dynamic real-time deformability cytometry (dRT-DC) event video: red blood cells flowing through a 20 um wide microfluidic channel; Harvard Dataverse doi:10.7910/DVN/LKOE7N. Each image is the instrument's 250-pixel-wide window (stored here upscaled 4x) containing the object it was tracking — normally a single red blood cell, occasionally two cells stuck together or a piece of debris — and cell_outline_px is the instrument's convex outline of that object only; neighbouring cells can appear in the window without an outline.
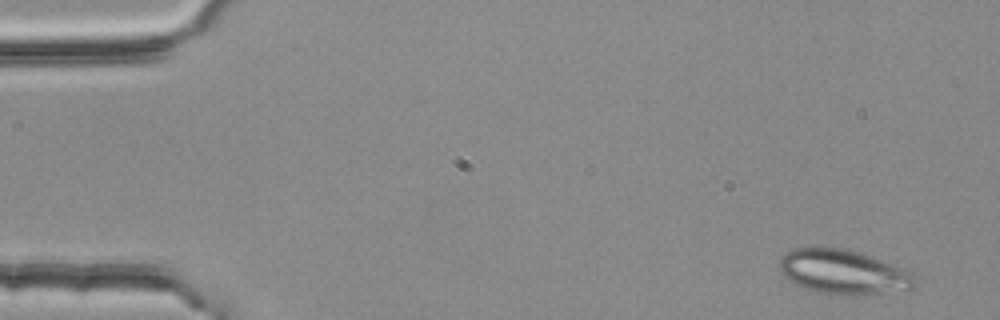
{"species": "common noctule bat (a hibernating species)", "species_latin": "Nyctalus noctula", "temperature_condition": "room temperature", "stored_images_in_passage": 3, "camera_frame_rate_fps": 3000, "um_per_image_px": 0.085, "animal": {"sex": "female", "body_mass_g": 25.1}, "frame": {"image": 1, "passage_image": 1, "time_ms": 0.0, "image_size_px": [1000, 320], "cell_outline_px": [[916, 288], [908, 292], [816, 292], [804, 288], [788, 280], [780, 272], [780, 260], [788, 252], [796, 248], [848, 248], [860, 252], [904, 268], [912, 272], [916, 276]], "centroid_in_image_um": [71.76, 23.09], "position_along_channel_um": 13.2, "area_um2": 34.51}}